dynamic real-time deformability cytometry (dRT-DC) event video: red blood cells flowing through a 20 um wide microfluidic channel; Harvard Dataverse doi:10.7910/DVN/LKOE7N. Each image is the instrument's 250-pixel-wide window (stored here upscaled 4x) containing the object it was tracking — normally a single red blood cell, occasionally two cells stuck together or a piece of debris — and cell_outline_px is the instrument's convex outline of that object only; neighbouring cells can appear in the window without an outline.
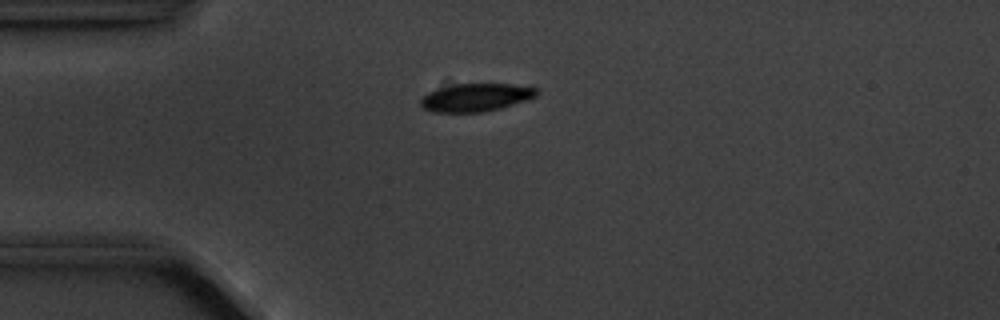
{"species": "common noctule bat (a hibernating species)", "species_latin": "Nyctalus noctula", "temperature_condition": "cold", "stored_images_in_passage": 12, "camera_frame_rate_fps": 3000, "um_per_image_px": 0.085, "animal": {"sex": "male", "body_mass_g": 20.1, "forearm_length_mm": 53.5}, "frame": {"image": 1, "passage_image": 1, "time_ms": 0.0, "image_size_px": [1000, 320], "cell_outline_px": [[540, 92], [536, 96], [500, 108], [484, 112], [432, 112], [424, 108], [420, 104], [420, 100], [428, 92], [436, 88], [456, 84], [508, 84], [536, 88]], "centroid_in_image_um": [40.4, 8.28], "position_along_channel_um": 44.6, "area_um2": 18.73}}
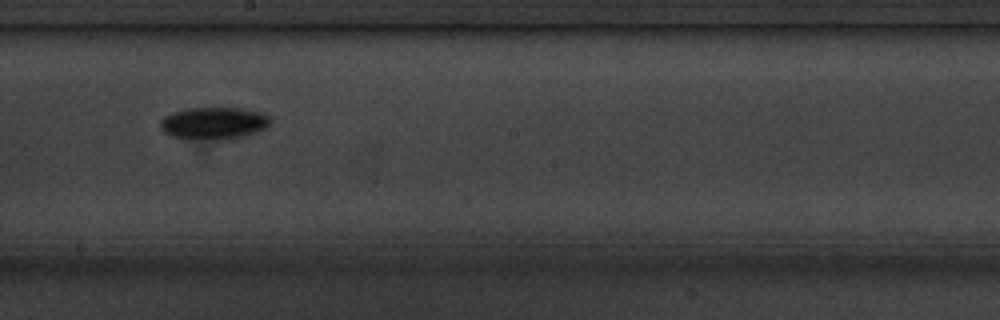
{"frame": {"image": 2, "passage_image": 6, "time_ms": 5.667, "image_size_px": [1000, 320], "cell_outline_px": [[272, 120], [264, 128], [256, 132], [244, 136], [228, 140], [216, 140], [172, 136], [164, 132], [160, 128], [160, 120], [164, 116], [172, 112], [184, 108], [240, 108], [264, 112]], "centroid_in_image_um": [18.18, 10.46], "position_along_channel_um": 230.0, "area_um2": 20.75}}
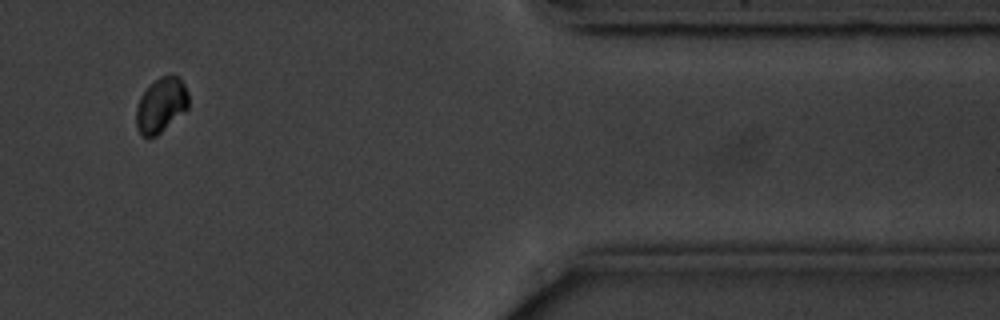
{"frame": {"image": 3, "passage_image": 10, "time_ms": 11.333, "image_size_px": [1000, 320], "cell_outline_px": [[188, 108], [184, 112], [156, 136], [148, 140], [140, 136], [136, 128], [136, 108], [140, 96], [160, 76], [180, 76], [188, 92]], "centroid_in_image_um": [13.67, 8.99], "position_along_channel_um": 397.7, "area_um2": 16.82}, "authors_computed_cell_mechanics": {"area_um2": 19.1607, "velocity_mm_per_s": 3.5675, "shape_relaxation_time_tau1_ms": 1.6739, "shape_relaxation_time_tau2_ms": null, "deformation_change_tau1": 0.0508, "deformation_change_tau2": null}}